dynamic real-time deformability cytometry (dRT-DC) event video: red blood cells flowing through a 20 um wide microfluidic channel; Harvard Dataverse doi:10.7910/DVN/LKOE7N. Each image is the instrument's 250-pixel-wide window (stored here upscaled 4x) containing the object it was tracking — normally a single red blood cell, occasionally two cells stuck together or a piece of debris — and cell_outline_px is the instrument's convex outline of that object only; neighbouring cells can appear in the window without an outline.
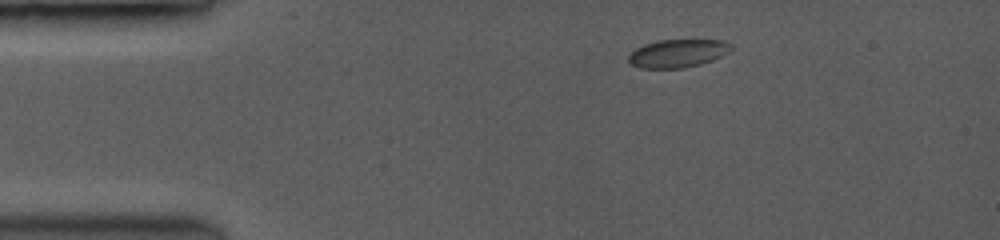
{"species": "common noctule bat (a hibernating species)", "species_latin": "Nyctalus noctula", "temperature_condition": "room temperature", "stored_images_in_passage": 8, "camera_frame_rate_fps": 3500, "um_per_image_px": 0.085, "animal": {"sex": "female", "body_mass_g": 19.0, "forearm_length_mm": 53.3}, "frame": {"image": 1, "passage_image": 1, "time_ms": 0.0, "image_size_px": [1000, 240], "cell_outline_px": [[732, 44], [728, 52], [712, 60], [700, 64], [680, 68], [640, 68], [632, 64], [628, 60], [628, 56], [636, 48], [644, 44], [660, 40], [720, 40]], "centroid_in_image_um": [57.58, 4.53], "position_along_channel_um": 27.4, "area_um2": 16.53}}
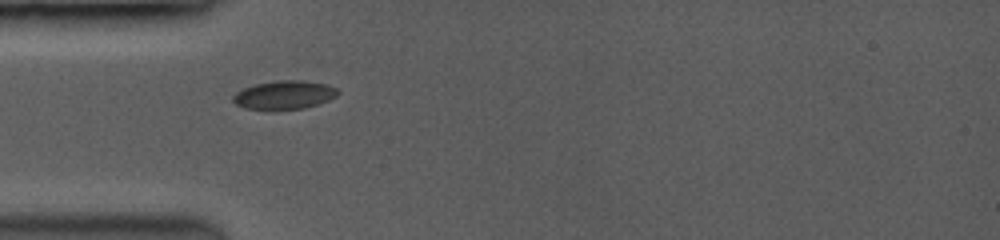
{"frame": {"image": 2, "passage_image": 4, "time_ms": 2.286, "image_size_px": [1000, 240], "cell_outline_px": [[340, 92], [336, 96], [328, 100], [304, 108], [244, 108], [236, 104], [232, 100], [232, 96], [236, 92], [244, 88], [256, 84], [284, 80], [300, 80], [324, 84], [336, 88]], "centroid_in_image_um": [24.16, 8.05], "position_along_channel_um": 60.8, "area_um2": 16.82}}